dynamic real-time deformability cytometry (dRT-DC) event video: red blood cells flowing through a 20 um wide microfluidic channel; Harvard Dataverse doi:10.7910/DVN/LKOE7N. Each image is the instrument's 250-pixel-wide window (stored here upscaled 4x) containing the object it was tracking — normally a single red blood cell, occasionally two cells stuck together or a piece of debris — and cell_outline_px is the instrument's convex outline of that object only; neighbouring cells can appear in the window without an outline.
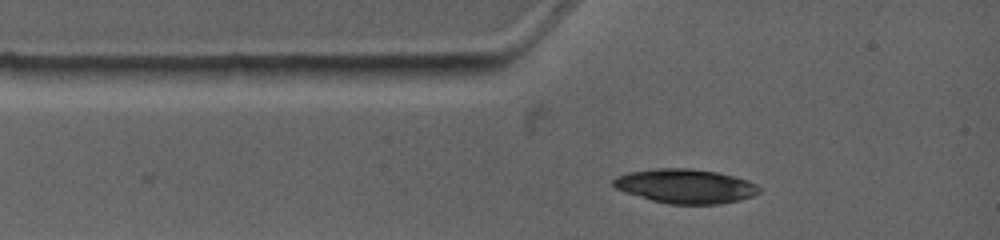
{"species": "common noctule bat (a hibernating species)", "species_latin": "Nyctalus noctula", "temperature_condition": "warm", "stored_images_in_passage": 15, "camera_frame_rate_fps": 4500, "um_per_image_px": 0.085, "animal": {"sex": "female", "body_mass_g": 19.0, "forearm_length_mm": 53.3}, "frame": {"image": 1, "passage_image": 1, "time_ms": 0.0, "image_size_px": [1000, 240], "cell_outline_px": [[760, 192], [752, 196], [740, 200], [720, 204], [668, 204], [652, 200], [624, 192], [616, 188], [612, 184], [612, 180], [616, 176], [628, 172], [656, 168], [692, 168], [716, 172], [748, 180], [756, 184], [760, 188]], "centroid_in_image_um": [58.25, 15.82], "position_along_channel_um": 26.8, "area_um2": 29.19}}
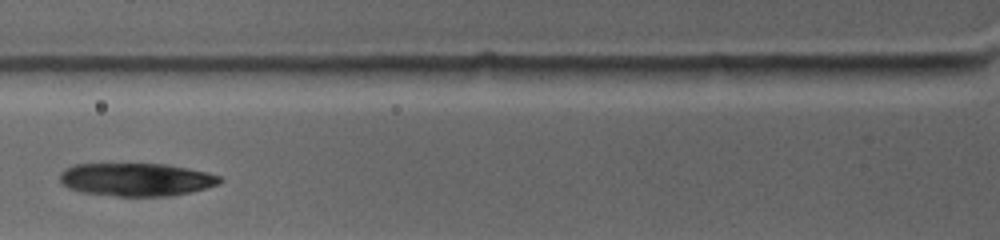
{"frame": {"image": 2, "passage_image": 4, "time_ms": 2.444, "image_size_px": [1000, 240], "cell_outline_px": [[224, 180], [220, 184], [172, 196], [116, 196], [80, 192], [68, 188], [60, 180], [60, 172], [64, 168], [76, 164], [164, 164], [188, 168], [208, 172], [220, 176]], "centroid_in_image_um": [11.58, 15.26], "position_along_channel_um": 114.2, "area_um2": 30.87}}
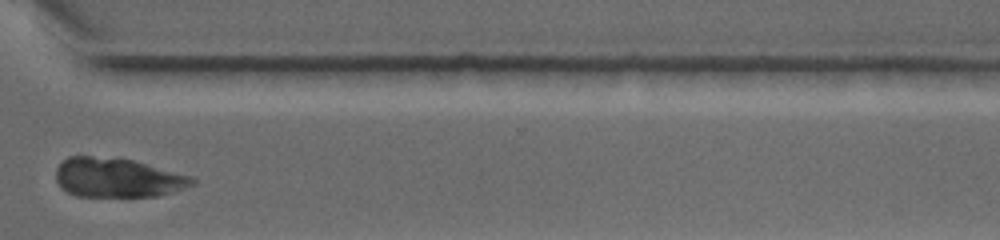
{"frame": {"image": 3, "passage_image": 10, "time_ms": 8.889, "image_size_px": [1000, 240], "cell_outline_px": [[196, 184], [172, 192], [156, 196], [76, 196], [60, 188], [56, 180], [56, 168], [68, 156], [92, 156], [136, 160], [188, 176], [196, 180]], "centroid_in_image_um": [9.96, 15.1], "position_along_channel_um": 360.6, "area_um2": 31.1}}